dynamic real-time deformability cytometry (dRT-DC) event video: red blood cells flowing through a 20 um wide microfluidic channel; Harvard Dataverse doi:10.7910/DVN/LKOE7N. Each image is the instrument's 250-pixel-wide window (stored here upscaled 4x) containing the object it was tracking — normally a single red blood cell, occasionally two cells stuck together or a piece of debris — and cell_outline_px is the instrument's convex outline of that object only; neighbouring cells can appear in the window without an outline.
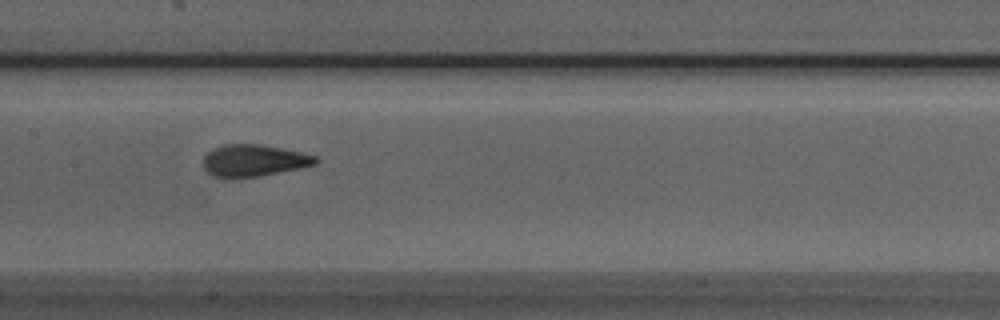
{"species": "Egyptian fruit bat (a non-hibernating species)", "species_latin": "Rousettus aegyptiacus", "temperature_condition": "room temperature", "stored_images_in_passage": 37, "camera_frame_rate_fps": 3000, "um_per_image_px": 0.085, "animal": {"sex": "male"}, "frame": {"image": 1, "passage_image": 10, "time_ms": 3.0, "image_size_px": [1000, 320], "cell_outline_px": [[320, 160], [316, 164], [300, 168], [260, 176], [224, 180], [212, 176], [204, 168], [204, 156], [212, 148], [224, 144], [260, 144], [300, 152], [316, 156]], "centroid_in_image_um": [21.53, 13.67], "position_along_channel_um": 185.9, "area_um2": 21.21}}
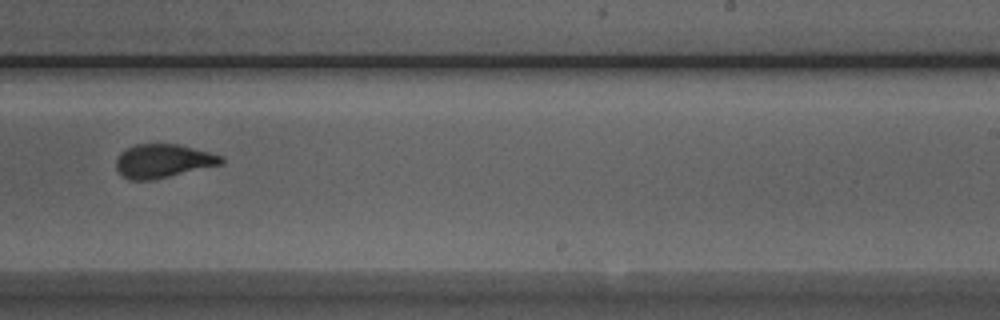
{"frame": {"image": 2, "passage_image": 17, "time_ms": 5.333, "image_size_px": [1000, 320], "cell_outline_px": [[224, 164], [152, 180], [128, 180], [116, 168], [116, 160], [120, 152], [136, 144], [180, 144], [224, 156]], "centroid_in_image_um": [13.9, 13.68], "position_along_channel_um": 275.1, "area_um2": 20.69}}
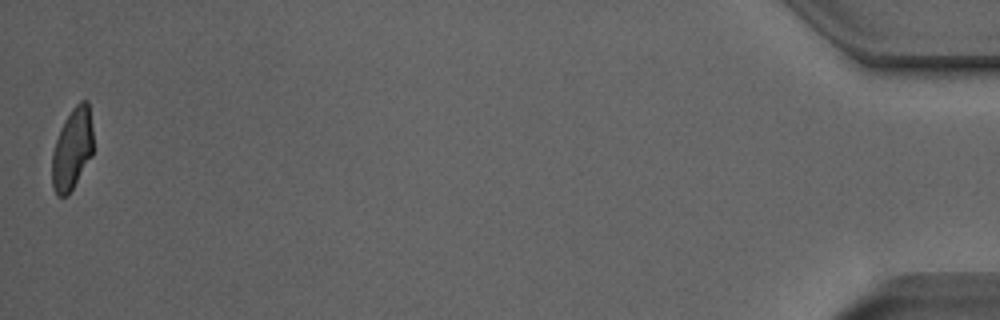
{"frame": {"image": 3, "passage_image": 37, "time_ms": 12.0, "image_size_px": [1000, 320], "cell_outline_px": [[92, 156], [68, 196], [56, 196], [52, 188], [52, 152], [60, 128], [64, 120], [72, 108], [80, 100], [88, 100], [92, 128]], "centroid_in_image_um": [6.12, 12.67], "position_along_channel_um": 429.1, "area_um2": 19.71}, "authors_computed_cell_mechanics": {"area_um2": 20.808, "velocity_mm_per_s": 3.8458, "shape_relaxation_time_tau1_ms": 4.2573, "shape_relaxation_time_tau2_ms": 1.034, "deformation_change_tau1": 0.1656, "deformation_change_tau2": 0.0628}}